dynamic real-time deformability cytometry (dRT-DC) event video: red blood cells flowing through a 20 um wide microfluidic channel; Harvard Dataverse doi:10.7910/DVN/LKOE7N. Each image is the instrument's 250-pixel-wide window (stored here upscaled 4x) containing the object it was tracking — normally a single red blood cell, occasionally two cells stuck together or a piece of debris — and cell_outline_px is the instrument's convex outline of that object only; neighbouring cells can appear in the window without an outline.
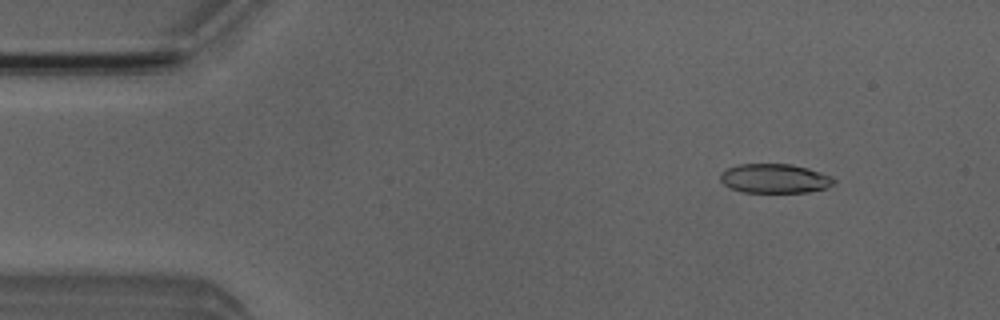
{"species": "Egyptian fruit bat (a non-hibernating species)", "species_latin": "Rousettus aegyptiacus", "temperature_condition": "room temperature", "stored_images_in_passage": 3, "camera_frame_rate_fps": 3000, "um_per_image_px": 0.085, "animal": {"sex": "male"}, "frame": {"image": 1, "passage_image": 1, "time_ms": 0.0, "image_size_px": [1000, 320], "cell_outline_px": [[836, 180], [832, 184], [824, 188], [808, 192], [740, 192], [724, 184], [720, 180], [720, 176], [728, 168], [740, 164], [792, 164], [808, 168], [832, 176]], "centroid_in_image_um": [65.86, 15.17], "position_along_channel_um": 19.1, "area_um2": 19.19}}